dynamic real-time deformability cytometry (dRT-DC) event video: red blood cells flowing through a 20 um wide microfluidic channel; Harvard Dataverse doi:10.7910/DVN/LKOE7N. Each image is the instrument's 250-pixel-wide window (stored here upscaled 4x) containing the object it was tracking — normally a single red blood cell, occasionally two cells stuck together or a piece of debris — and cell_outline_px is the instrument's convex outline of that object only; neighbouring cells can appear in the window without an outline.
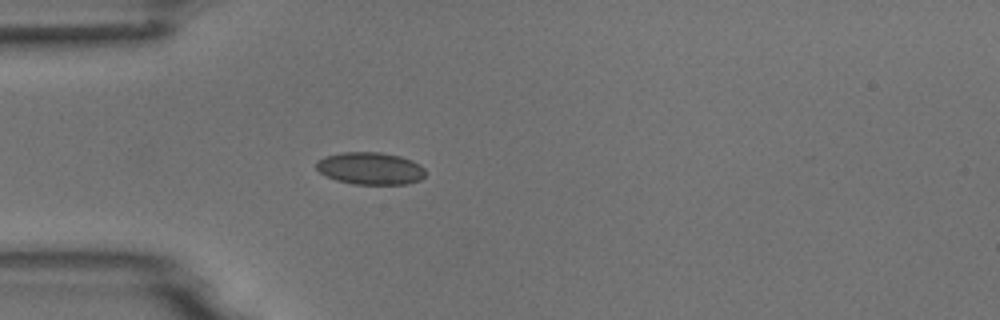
{"species": "common noctule bat (a hibernating species)", "species_latin": "Nyctalus noctula", "temperature_condition": "room temperature", "stored_images_in_passage": 1, "camera_frame_rate_fps": 3000, "um_per_image_px": 0.085, "animal": {"sex": "male", "body_mass_g": 18.8}, "frame": {"image": 1, "passage_image": 1, "time_ms": 0.0, "image_size_px": [1000, 320], "cell_outline_px": [[424, 176], [420, 180], [408, 184], [352, 184], [336, 180], [320, 172], [316, 168], [316, 164], [324, 156], [340, 152], [380, 152], [400, 156], [412, 160], [420, 164], [424, 168]], "centroid_in_image_um": [31.49, 14.31], "position_along_channel_um": 53.5, "area_um2": 20.58}}